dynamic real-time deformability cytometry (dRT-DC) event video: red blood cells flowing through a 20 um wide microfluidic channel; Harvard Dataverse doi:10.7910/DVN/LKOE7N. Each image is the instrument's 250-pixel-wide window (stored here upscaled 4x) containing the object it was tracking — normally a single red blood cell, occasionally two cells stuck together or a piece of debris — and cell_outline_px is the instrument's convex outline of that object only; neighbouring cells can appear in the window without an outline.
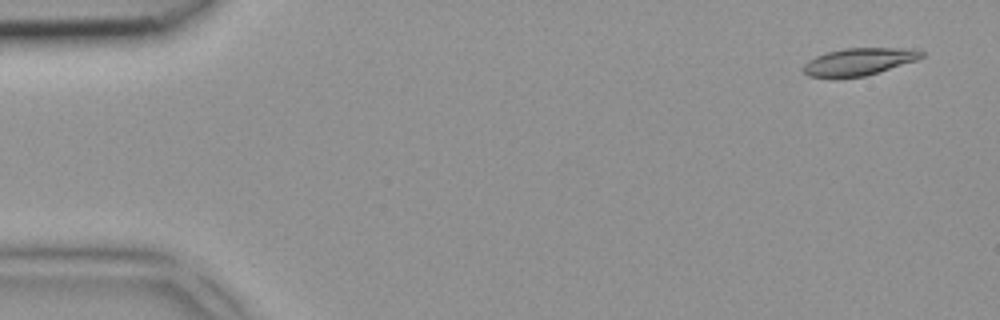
{"species": "common noctule bat (a hibernating species)", "species_latin": "Nyctalus noctula", "temperature_condition": "room temperature", "stored_images_in_passage": 4, "camera_frame_rate_fps": 3000, "um_per_image_px": 0.085, "animal": {"sex": "female", "body_mass_g": 18.4}, "frame": {"image": 1, "passage_image": 1, "time_ms": 0.0, "image_size_px": [1000, 320], "cell_outline_px": [[924, 56], [916, 60], [864, 76], [836, 80], [832, 80], [808, 76], [804, 72], [804, 64], [808, 60], [816, 56], [828, 52], [844, 48], [916, 48], [924, 52]], "centroid_in_image_um": [72.96, 5.27], "position_along_channel_um": 12.0, "area_um2": 19.19}}
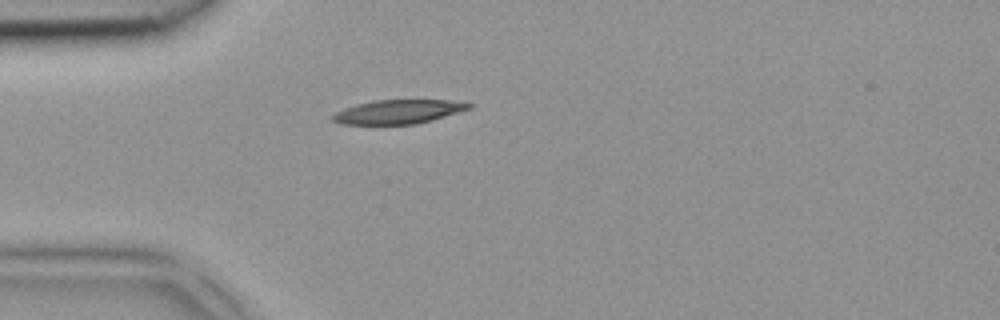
{"frame": {"image": 2, "passage_image": 4, "time_ms": 1.0, "image_size_px": [1000, 320], "cell_outline_px": [[472, 108], [432, 120], [416, 124], [340, 124], [332, 120], [332, 116], [336, 112], [344, 108], [356, 104], [376, 100], [448, 100], [472, 104]], "centroid_in_image_um": [33.84, 9.5], "position_along_channel_um": 51.2, "area_um2": 18.9}}